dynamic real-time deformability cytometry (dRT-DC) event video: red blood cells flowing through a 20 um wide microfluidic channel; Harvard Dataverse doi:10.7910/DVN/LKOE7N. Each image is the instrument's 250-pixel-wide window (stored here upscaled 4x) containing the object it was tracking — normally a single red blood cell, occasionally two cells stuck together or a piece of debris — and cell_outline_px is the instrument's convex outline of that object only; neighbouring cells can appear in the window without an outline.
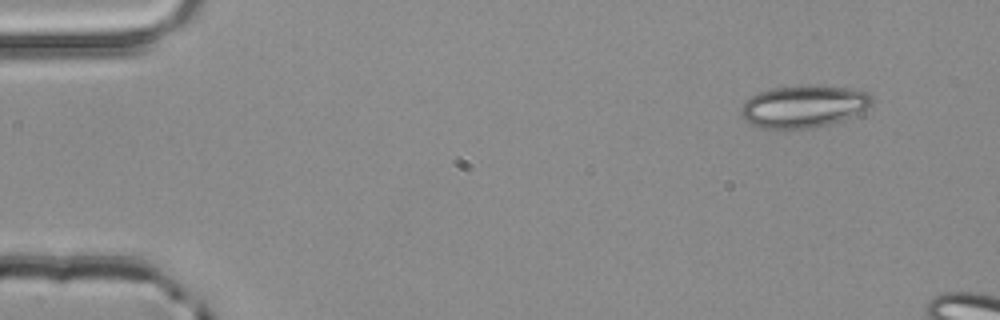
{"species": "common noctule bat (a hibernating species)", "species_latin": "Nyctalus noctula", "temperature_condition": "room temperature", "stored_images_in_passage": 3, "camera_frame_rate_fps": 3000, "um_per_image_px": 0.085, "animal": {"sex": "male", "body_mass_g": 20.4}, "frame": {"image": 1, "passage_image": 1, "time_ms": 0.0, "image_size_px": [1000, 320], "cell_outline_px": [[872, 104], [868, 108], [840, 120], [828, 124], [804, 128], [760, 128], [744, 120], [740, 112], [740, 108], [752, 96], [760, 92], [772, 88], [852, 88], [868, 92], [872, 96]], "centroid_in_image_um": [68.29, 9.08], "position_along_channel_um": 16.7, "area_um2": 30.87}}